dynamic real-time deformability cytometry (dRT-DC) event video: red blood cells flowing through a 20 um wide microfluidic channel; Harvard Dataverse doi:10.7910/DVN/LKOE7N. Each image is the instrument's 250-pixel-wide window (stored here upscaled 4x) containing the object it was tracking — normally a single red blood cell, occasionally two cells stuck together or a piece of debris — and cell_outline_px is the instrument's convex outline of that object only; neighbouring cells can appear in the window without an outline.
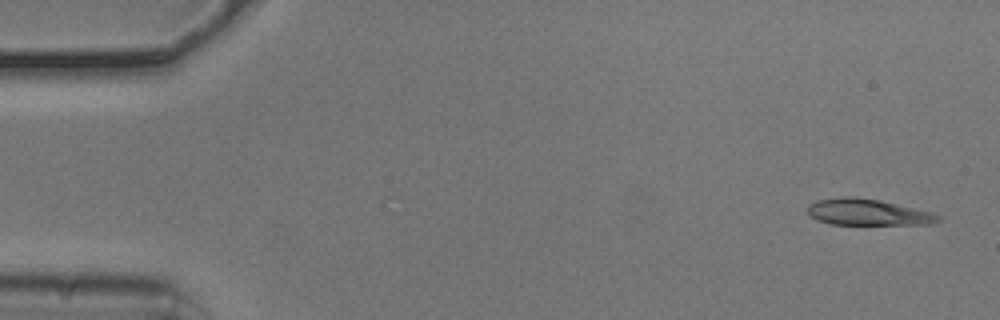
{"species": "common noctule bat (a hibernating species)", "species_latin": "Nyctalus noctula", "temperature_condition": "cold", "stored_images_in_passage": 51, "camera_frame_rate_fps": 3000, "um_per_image_px": 0.085, "animal": {"sex": "male", "body_mass_g": 20.5, "forearm_length_mm": 52.5}, "frame": {"image": 1, "passage_image": 1, "time_ms": 0.0, "image_size_px": [1000, 320], "cell_outline_px": [[940, 220], [932, 224], [832, 224], [816, 220], [808, 212], [808, 204], [816, 200], [844, 196], [856, 196], [880, 200], [932, 212], [940, 216]], "centroid_in_image_um": [73.74, 18.02], "position_along_channel_um": 11.3, "area_um2": 20.0}}
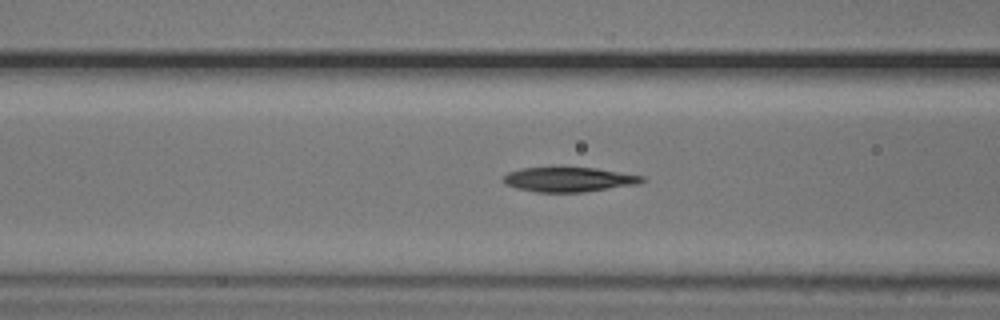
{"frame": {"image": 2, "passage_image": 19, "time_ms": 6.0, "image_size_px": [1000, 320], "cell_outline_px": [[644, 180], [636, 184], [580, 192], [536, 192], [516, 188], [504, 184], [504, 176], [508, 172], [520, 168], [560, 164], [596, 168], [644, 176]], "centroid_in_image_um": [48.26, 15.2], "position_along_channel_um": 118.3, "area_um2": 20.63}}
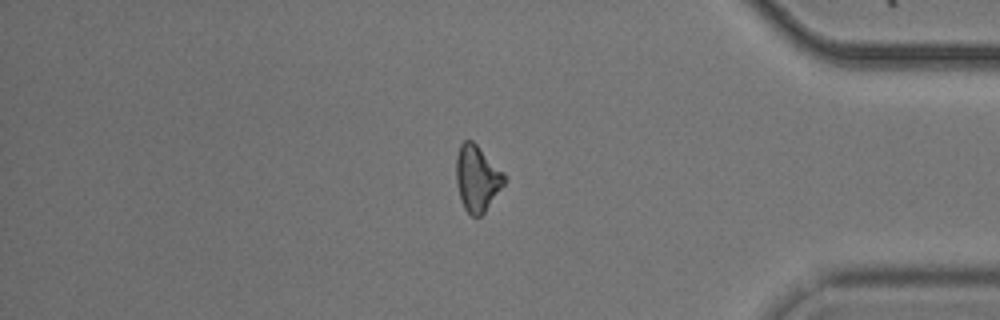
{"frame": {"image": 3, "passage_image": 43, "time_ms": 14.0, "image_size_px": [1000, 320], "cell_outline_px": [[508, 176], [504, 184], [484, 212], [480, 216], [472, 216], [464, 208], [456, 184], [456, 156], [460, 144], [464, 140], [472, 140]], "centroid_in_image_um": [40.55, 15.13], "position_along_channel_um": 394.6, "area_um2": 18.44}, "authors_computed_cell_mechanics": {"area_um2": 19.9988, "velocity_mm_per_s": 3.7941, "shape_relaxation_time_tau1_ms": 2.9654, "shape_relaxation_time_tau2_ms": 10.0785, "deformation_change_tau1": 0.1103, "deformation_change_tau2": 0.2198}}